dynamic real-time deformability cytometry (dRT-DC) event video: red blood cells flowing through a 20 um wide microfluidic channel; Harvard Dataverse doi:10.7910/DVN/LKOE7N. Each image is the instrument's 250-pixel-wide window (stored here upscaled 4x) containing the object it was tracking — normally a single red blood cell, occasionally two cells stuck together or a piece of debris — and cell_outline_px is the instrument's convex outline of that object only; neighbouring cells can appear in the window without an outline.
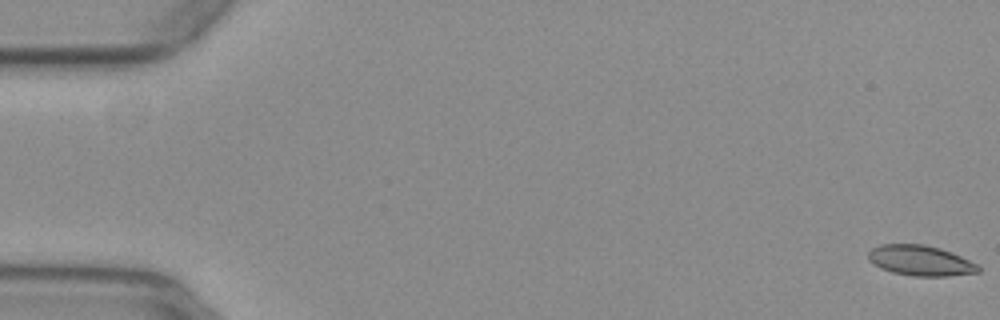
{"species": "common noctule bat (a hibernating species)", "species_latin": "Nyctalus noctula", "temperature_condition": "warm", "stored_images_in_passage": 14, "camera_frame_rate_fps": 3000, "um_per_image_px": 0.085, "animal": {"sex": "female", "body_mass_g": 29.2, "forearm_length_mm": 56.3}, "frame": {"image": 1, "passage_image": 1, "time_ms": 0.0, "image_size_px": [1000, 320], "cell_outline_px": [[980, 272], [948, 276], [912, 276], [892, 272], [880, 268], [868, 260], [868, 252], [872, 248], [880, 244], [924, 244], [940, 248], [952, 252], [976, 264], [980, 268]], "centroid_in_image_um": [78.21, 22.14], "position_along_channel_um": 6.8, "area_um2": 19.48}}